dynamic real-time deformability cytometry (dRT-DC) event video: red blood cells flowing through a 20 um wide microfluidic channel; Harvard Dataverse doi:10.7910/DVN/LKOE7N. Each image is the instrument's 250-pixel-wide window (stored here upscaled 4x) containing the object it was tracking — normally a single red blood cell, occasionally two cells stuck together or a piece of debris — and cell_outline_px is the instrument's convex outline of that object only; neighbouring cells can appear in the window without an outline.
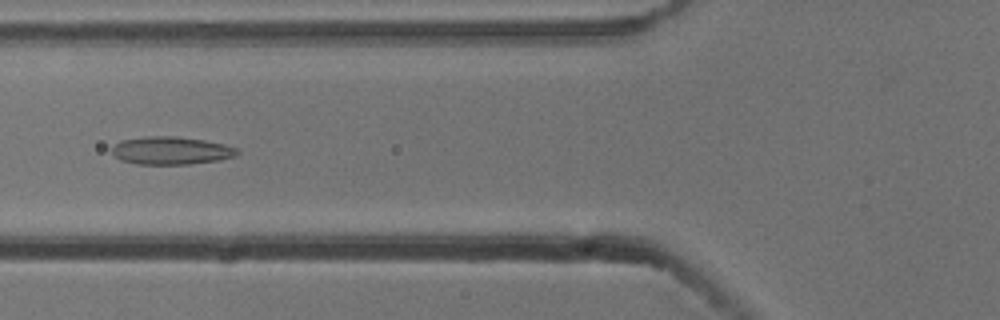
{"species": "common noctule bat (a hibernating species)", "species_latin": "Nyctalus noctula", "temperature_condition": "cold", "stored_images_in_passage": 53, "camera_frame_rate_fps": 3000, "um_per_image_px": 0.085, "animal": {"sex": "male", "body_mass_g": 13.3}, "frame": {"image": 1, "passage_image": 20, "time_ms": 6.333, "image_size_px": [1000, 320], "cell_outline_px": [[240, 152], [236, 156], [220, 160], [188, 164], [136, 164], [120, 160], [112, 152], [112, 148], [120, 140], [144, 136], [176, 136], [204, 140], [224, 144], [240, 148]], "centroid_in_image_um": [14.58, 12.79], "position_along_channel_um": 111.2, "area_um2": 20.52}}
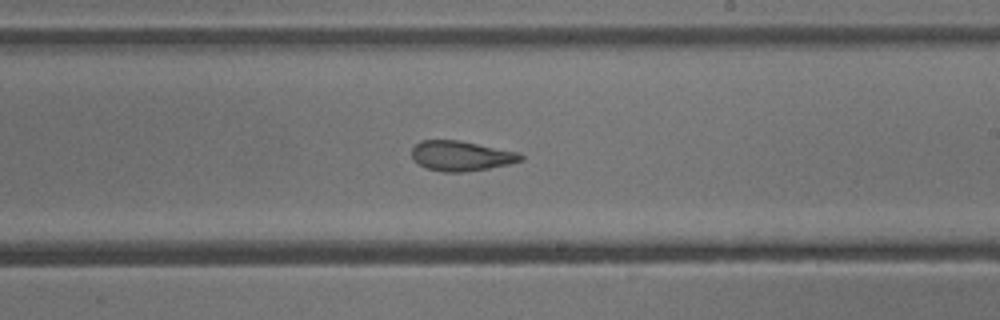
{"frame": {"image": 2, "passage_image": 31, "time_ms": 10.0, "image_size_px": [1000, 320], "cell_outline_px": [[524, 160], [508, 164], [488, 168], [464, 172], [444, 172], [428, 168], [412, 160], [412, 148], [420, 140], [460, 140], [520, 152], [524, 156]], "centroid_in_image_um": [39.22, 13.24], "position_along_channel_um": 249.8, "area_um2": 19.13}}
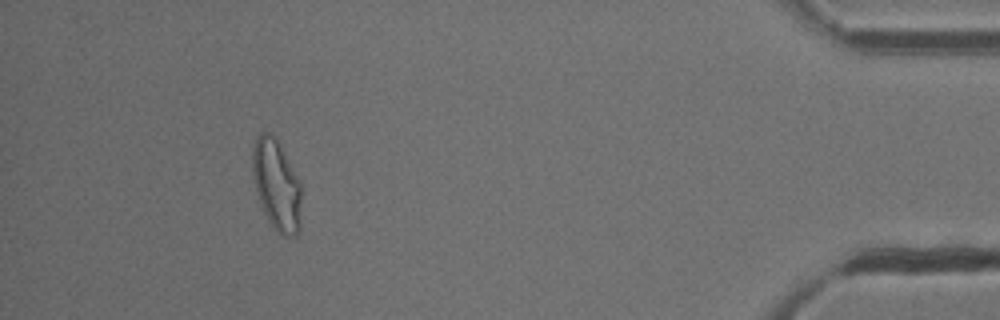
{"frame": {"image": 3, "passage_image": 49, "time_ms": 16.0, "image_size_px": [1000, 320], "cell_outline_px": [[300, 232], [292, 236], [284, 236], [276, 232], [268, 220], [260, 204], [252, 176], [252, 144], [256, 136], [260, 132], [268, 132], [276, 136], [300, 180]], "centroid_in_image_um": [23.49, 15.68], "position_along_channel_um": 411.7, "area_um2": 26.3}, "authors_computed_cell_mechanics": {"area_um2": 21.6172, "velocity_mm_per_s": 3.7793, "shape_relaxation_time_tau1_ms": null, "shape_relaxation_time_tau2_ms": 2.9098, "deformation_change_tau1": null, "deformation_change_tau2": 0.1097}}